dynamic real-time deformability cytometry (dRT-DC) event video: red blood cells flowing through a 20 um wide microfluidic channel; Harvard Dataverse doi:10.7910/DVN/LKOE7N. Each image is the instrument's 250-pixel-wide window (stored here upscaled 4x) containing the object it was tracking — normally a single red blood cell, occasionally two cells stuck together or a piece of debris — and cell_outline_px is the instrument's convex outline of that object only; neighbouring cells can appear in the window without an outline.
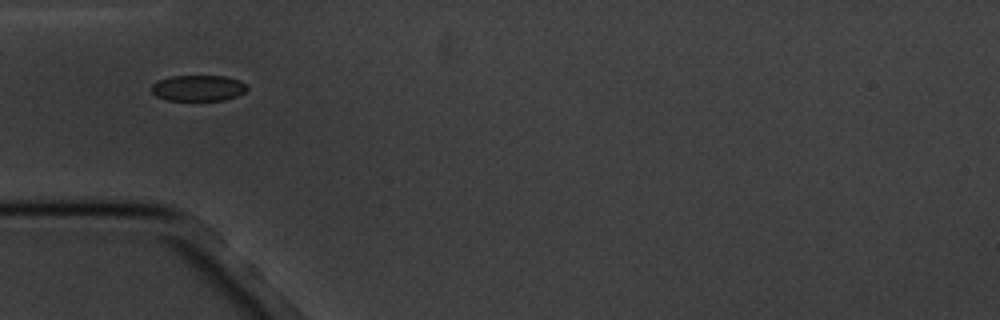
{"species": "common noctule bat (a hibernating species)", "species_latin": "Nyctalus noctula", "temperature_condition": "cold", "stored_images_in_passage": 6, "camera_frame_rate_fps": 3000, "um_per_image_px": 0.085, "animal": {"sex": "male", "body_mass_g": 20.1, "forearm_length_mm": 53.5}, "frame": {"image": 1, "passage_image": 1, "time_ms": 0.0, "image_size_px": [1000, 320], "cell_outline_px": [[248, 88], [244, 92], [236, 96], [224, 100], [168, 100], [156, 96], [152, 92], [152, 84], [160, 80], [172, 76], [224, 76], [240, 80], [248, 84]], "centroid_in_image_um": [16.88, 7.48], "position_along_channel_um": 68.1, "area_um2": 14.39}}
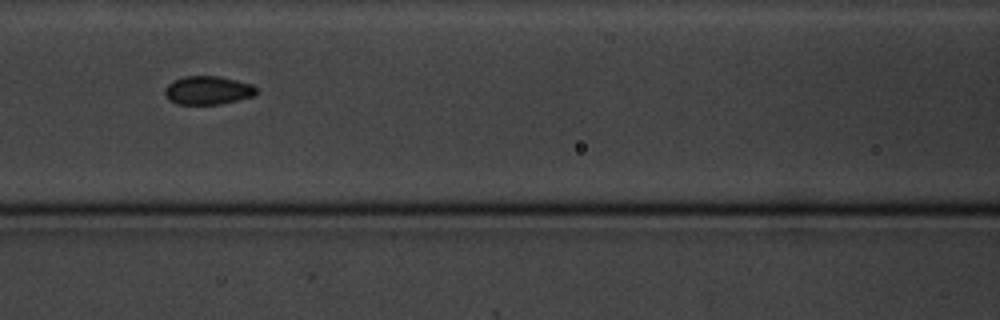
{"frame": {"image": 2, "passage_image": 3, "time_ms": 2.333, "image_size_px": [1000, 320], "cell_outline_px": [[256, 92], [252, 96], [220, 104], [176, 104], [168, 100], [164, 92], [164, 88], [172, 80], [184, 76], [220, 76], [252, 84], [256, 88]], "centroid_in_image_um": [17.61, 7.67], "position_along_channel_um": 149.0, "area_um2": 15.2}}
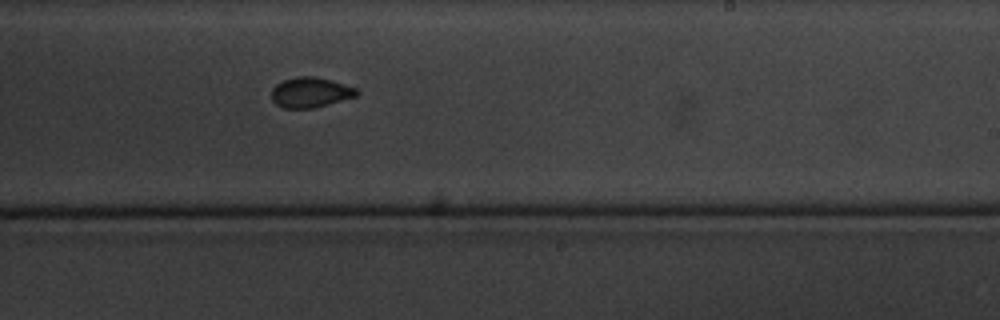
{"frame": {"image": 3, "passage_image": 6, "time_ms": 5.667, "image_size_px": [1000, 320], "cell_outline_px": [[360, 92], [356, 96], [312, 108], [284, 108], [276, 104], [272, 100], [272, 88], [276, 84], [284, 80], [296, 76], [316, 76], [332, 80], [356, 88]], "centroid_in_image_um": [26.37, 7.84], "position_along_channel_um": 262.6, "area_um2": 14.91}}